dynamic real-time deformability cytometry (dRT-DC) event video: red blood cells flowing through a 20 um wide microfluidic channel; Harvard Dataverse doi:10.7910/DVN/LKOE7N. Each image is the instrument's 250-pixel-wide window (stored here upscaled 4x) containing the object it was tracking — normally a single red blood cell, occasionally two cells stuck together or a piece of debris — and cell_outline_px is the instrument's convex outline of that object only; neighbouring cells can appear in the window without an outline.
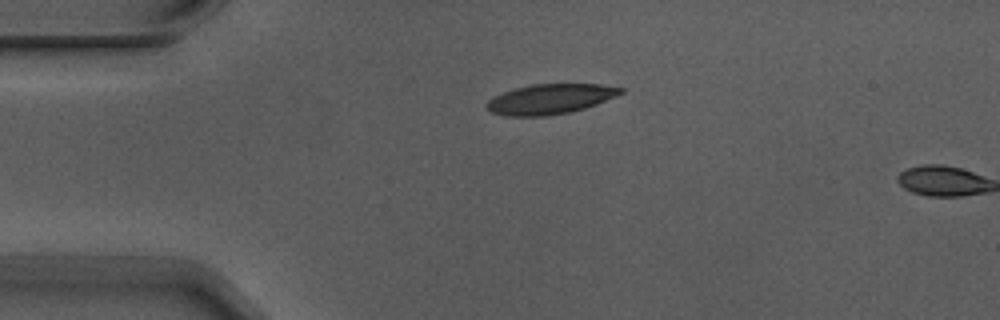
{"species": "Egyptian fruit bat (a non-hibernating species)", "species_latin": "Rousettus aegyptiacus", "temperature_condition": "warm", "stored_images_in_passage": 2, "camera_frame_rate_fps": 3000, "um_per_image_px": 0.085, "animal": {"sex": "male"}, "frame": {"image": 1, "passage_image": 1, "time_ms": 0.0, "image_size_px": [1000, 320], "cell_outline_px": [[624, 92], [616, 96], [596, 104], [584, 108], [568, 112], [544, 116], [508, 116], [492, 112], [484, 104], [488, 100], [504, 92], [516, 88], [532, 84], [600, 84], [624, 88]], "centroid_in_image_um": [46.78, 8.41], "position_along_channel_um": 38.2, "area_um2": 23.18}}